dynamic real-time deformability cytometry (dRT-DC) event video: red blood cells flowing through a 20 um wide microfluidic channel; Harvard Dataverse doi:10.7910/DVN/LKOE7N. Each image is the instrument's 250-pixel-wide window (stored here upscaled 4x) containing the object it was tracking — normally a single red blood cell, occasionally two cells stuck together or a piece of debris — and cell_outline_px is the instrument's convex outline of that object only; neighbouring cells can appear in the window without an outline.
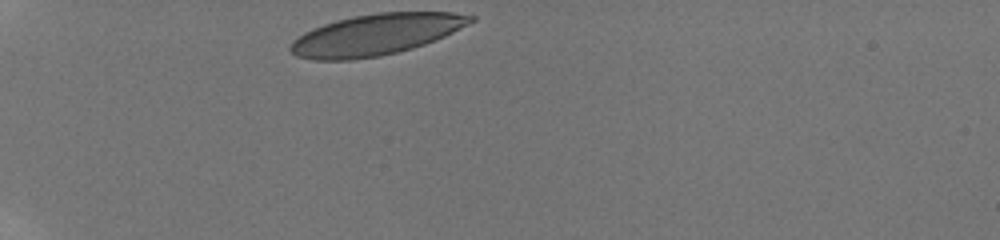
{"species": "human", "species_latin": "Homo sapiens", "temperature_condition": "room temperature", "stored_images_in_passage": 16, "camera_frame_rate_fps": 3000, "um_per_image_px": 0.085, "donor": {"sex": "male"}, "frame": {"image": 1, "passage_image": 1, "time_ms": 0.0, "image_size_px": [1000, 240], "cell_outline_px": [[476, 20], [444, 36], [424, 44], [412, 48], [380, 56], [352, 60], [316, 60], [296, 56], [288, 48], [292, 40], [304, 32], [312, 28], [336, 20], [352, 16], [376, 12], [452, 12], [476, 16]], "centroid_in_image_um": [31.92, 2.93], "position_along_channel_um": 53.1, "area_um2": 43.18}}
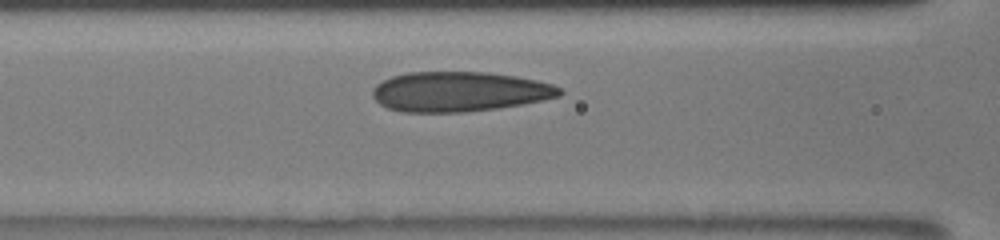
{"frame": {"image": 2, "passage_image": 10, "time_ms": 3.0, "image_size_px": [1000, 240], "cell_outline_px": [[564, 92], [560, 96], [524, 104], [500, 108], [464, 112], [400, 112], [388, 108], [380, 104], [372, 96], [372, 88], [376, 84], [392, 76], [408, 72], [488, 72], [516, 76], [536, 80], [552, 84], [560, 88]], "centroid_in_image_um": [39.04, 7.79], "position_along_channel_um": 127.6, "area_um2": 43.75}}
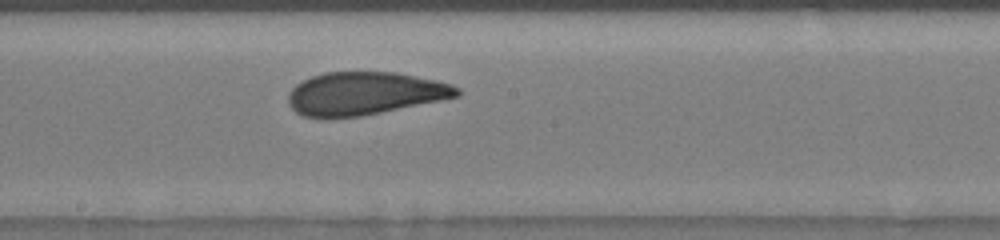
{"frame": {"image": 3, "passage_image": 16, "time_ms": 5.333, "image_size_px": [1000, 240], "cell_outline_px": [[460, 96], [360, 116], [304, 116], [296, 112], [288, 104], [288, 92], [296, 84], [312, 76], [324, 72], [396, 72], [436, 80], [452, 84], [460, 88]], "centroid_in_image_um": [31.0, 7.92], "position_along_channel_um": 217.2, "area_um2": 41.73}}